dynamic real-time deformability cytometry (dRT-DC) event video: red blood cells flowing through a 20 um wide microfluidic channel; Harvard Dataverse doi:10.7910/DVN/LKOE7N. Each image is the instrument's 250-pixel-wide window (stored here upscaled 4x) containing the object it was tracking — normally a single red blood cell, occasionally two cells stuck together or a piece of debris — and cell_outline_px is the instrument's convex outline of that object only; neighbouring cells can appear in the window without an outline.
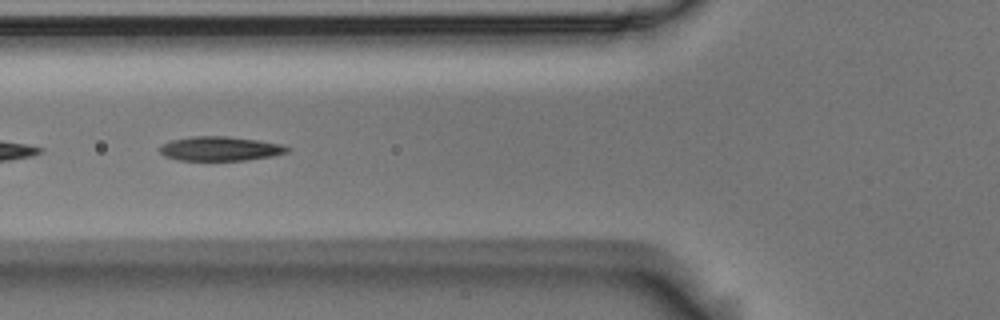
{"species": "Egyptian fruit bat (a non-hibernating species)", "species_latin": "Rousettus aegyptiacus", "temperature_condition": "room temperature", "stored_images_in_passage": 7, "camera_frame_rate_fps": 3000, "um_per_image_px": 0.085, "animal": {"sex": "male"}, "frame": {"image": 1, "passage_image": 6, "time_ms": 1.667, "image_size_px": [1000, 320], "cell_outline_px": [[292, 148], [288, 152], [272, 156], [248, 160], [180, 160], [164, 156], [160, 152], [160, 148], [164, 144], [172, 140], [192, 136], [228, 136], [256, 140], [280, 144]], "centroid_in_image_um": [18.74, 12.64], "position_along_channel_um": 107.1, "area_um2": 17.92}}
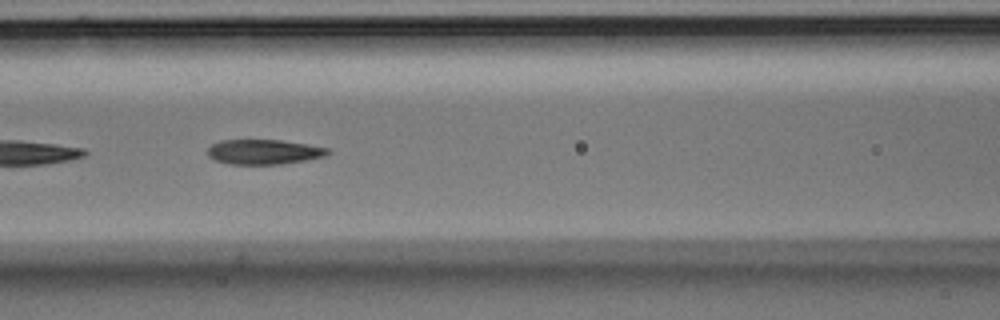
{"frame": {"image": 2, "passage_image": 7, "time_ms": 2.0, "image_size_px": [1000, 320], "cell_outline_px": [[332, 152], [328, 156], [280, 164], [228, 164], [216, 160], [208, 156], [208, 148], [212, 144], [220, 140], [280, 140], [308, 144], [328, 148]], "centroid_in_image_um": [22.46, 12.9], "position_along_channel_um": 144.1, "area_um2": 17.46}}